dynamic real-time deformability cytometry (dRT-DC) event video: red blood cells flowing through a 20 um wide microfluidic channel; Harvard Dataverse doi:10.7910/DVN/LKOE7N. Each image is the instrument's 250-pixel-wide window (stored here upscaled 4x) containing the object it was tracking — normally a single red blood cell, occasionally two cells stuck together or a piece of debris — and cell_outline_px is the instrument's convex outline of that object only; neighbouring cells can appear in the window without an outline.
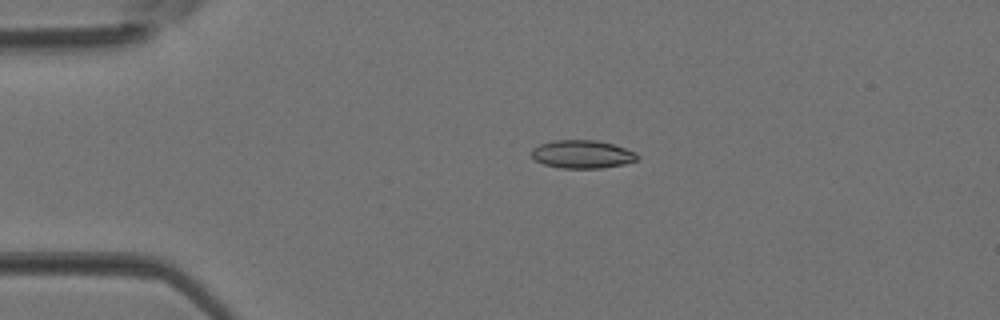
{"species": "Egyptian fruit bat (a non-hibernating species)", "species_latin": "Rousettus aegyptiacus", "temperature_condition": "room temperature", "stored_images_in_passage": 4, "camera_frame_rate_fps": 3000, "um_per_image_px": 0.085, "animal": {"sex": "female"}, "frame": {"image": 1, "passage_image": 2, "time_ms": 0.333, "image_size_px": [1000, 320], "cell_outline_px": [[640, 156], [636, 160], [624, 164], [600, 168], [560, 168], [544, 164], [536, 160], [532, 156], [532, 148], [540, 144], [556, 140], [596, 140], [612, 144], [636, 152]], "centroid_in_image_um": [49.5, 13.11], "position_along_channel_um": 35.5, "area_um2": 17.22}}
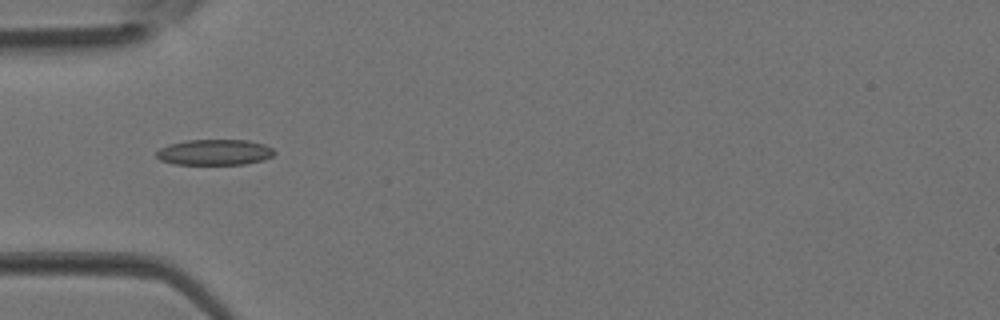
{"frame": {"image": 2, "passage_image": 3, "time_ms": 0.667, "image_size_px": [1000, 320], "cell_outline_px": [[276, 152], [272, 156], [264, 160], [244, 164], [172, 164], [160, 160], [156, 156], [156, 152], [160, 148], [168, 144], [188, 140], [248, 140], [264, 144], [272, 148]], "centroid_in_image_um": [18.24, 12.94], "position_along_channel_um": 66.8, "area_um2": 17.74}}
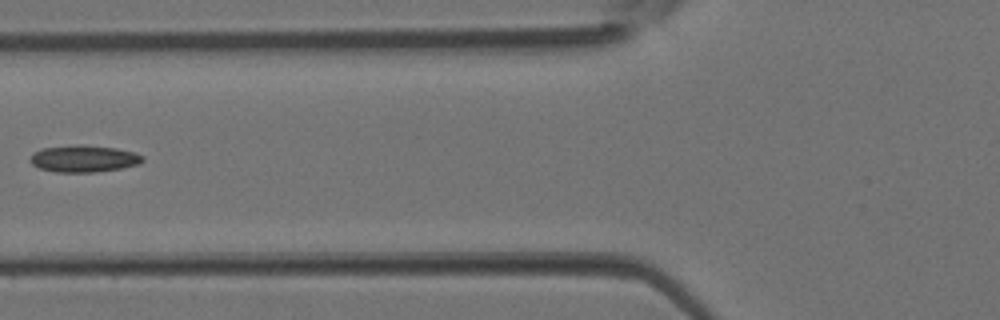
{"frame": {"image": 3, "passage_image": 4, "time_ms": 1.0, "image_size_px": [1000, 320], "cell_outline_px": [[144, 160], [140, 164], [120, 168], [92, 172], [56, 172], [40, 168], [32, 164], [28, 160], [32, 152], [40, 148], [80, 144], [116, 148], [132, 152], [144, 156]], "centroid_in_image_um": [7.08, 13.47], "position_along_channel_um": 118.7, "area_um2": 17.69}}